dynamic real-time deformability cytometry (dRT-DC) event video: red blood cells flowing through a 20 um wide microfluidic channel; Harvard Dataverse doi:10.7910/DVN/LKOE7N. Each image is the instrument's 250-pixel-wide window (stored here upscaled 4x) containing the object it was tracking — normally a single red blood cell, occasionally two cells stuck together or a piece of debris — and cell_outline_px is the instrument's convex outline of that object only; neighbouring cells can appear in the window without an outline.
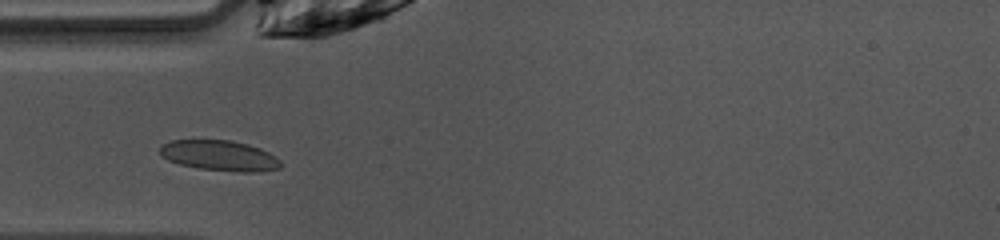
{"species": "common noctule bat (a hibernating species)", "species_latin": "Nyctalus noctula", "temperature_condition": "warm", "stored_images_in_passage": 3, "camera_frame_rate_fps": 3000, "um_per_image_px": 0.085, "animal": {"sex": "female", "body_mass_g": 10.0, "forearm_length_mm": 53.1}, "frame": {"image": 1, "passage_image": 1, "time_ms": 0.0, "image_size_px": [1000, 240], "cell_outline_px": [[280, 168], [260, 172], [240, 172], [200, 168], [180, 164], [168, 160], [160, 156], [160, 144], [168, 140], [228, 140], [248, 144], [260, 148], [276, 156], [280, 160]], "centroid_in_image_um": [18.64, 13.22], "position_along_channel_um": 66.4, "area_um2": 21.5}}